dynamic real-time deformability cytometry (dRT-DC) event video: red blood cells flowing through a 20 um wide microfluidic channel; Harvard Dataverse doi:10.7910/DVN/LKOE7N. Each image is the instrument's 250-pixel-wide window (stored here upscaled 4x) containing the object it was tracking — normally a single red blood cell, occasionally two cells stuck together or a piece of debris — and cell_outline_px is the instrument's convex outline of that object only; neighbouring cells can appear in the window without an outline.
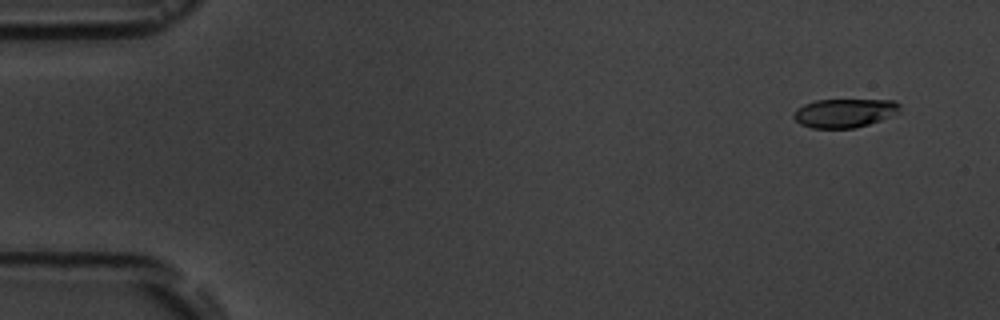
{"species": "common noctule bat (a hibernating species)", "species_latin": "Nyctalus noctula", "temperature_condition": "room temperature", "stored_images_in_passage": 8, "camera_frame_rate_fps": 3000, "um_per_image_px": 0.085, "animal": {"sex": "male", "body_mass_g": 19.5, "forearm_length_mm": 54.6}, "frame": {"image": 1, "passage_image": 2, "time_ms": 1.0, "image_size_px": [1000, 320], "cell_outline_px": [[900, 112], [880, 120], [868, 124], [852, 128], [812, 128], [800, 124], [792, 116], [792, 112], [796, 108], [804, 104], [816, 100], [896, 100], [900, 104]], "centroid_in_image_um": [71.76, 9.6], "position_along_channel_um": 13.2, "area_um2": 17.86}}
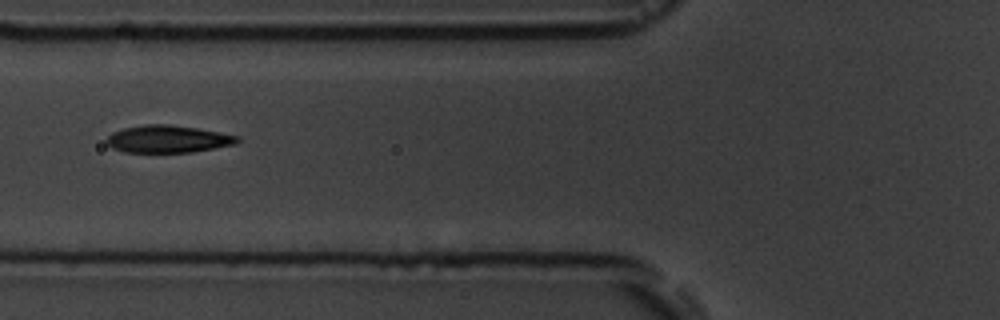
{"frame": {"image": 2, "passage_image": 7, "time_ms": 7.0, "image_size_px": [1000, 320], "cell_outline_px": [[240, 140], [236, 144], [192, 152], [124, 152], [112, 148], [104, 140], [112, 132], [124, 128], [144, 124], [168, 124], [196, 128], [240, 136]], "centroid_in_image_um": [14.26, 11.81], "position_along_channel_um": 111.5, "area_um2": 20.87}}
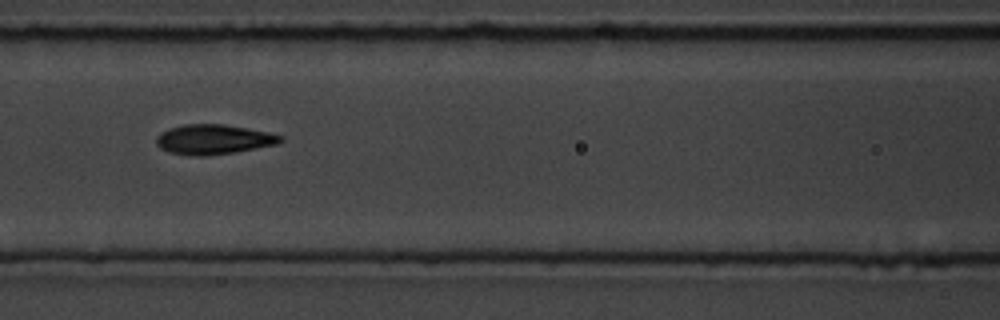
{"frame": {"image": 3, "passage_image": 8, "time_ms": 8.0, "image_size_px": [1000, 320], "cell_outline_px": [[284, 140], [276, 144], [236, 152], [208, 156], [196, 156], [168, 152], [160, 148], [156, 144], [156, 136], [160, 132], [168, 128], [184, 124], [224, 124], [268, 132], [284, 136]], "centroid_in_image_um": [18.13, 11.85], "position_along_channel_um": 148.5, "area_um2": 21.73}}